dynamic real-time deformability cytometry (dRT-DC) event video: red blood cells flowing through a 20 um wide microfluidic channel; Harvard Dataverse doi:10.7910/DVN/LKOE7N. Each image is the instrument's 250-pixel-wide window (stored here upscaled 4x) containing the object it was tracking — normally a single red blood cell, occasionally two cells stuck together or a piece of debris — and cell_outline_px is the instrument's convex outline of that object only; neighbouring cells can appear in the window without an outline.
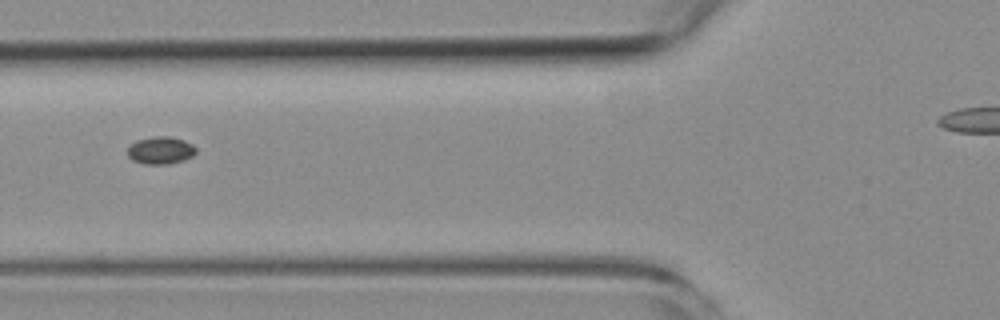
{"species": "common noctule bat (a hibernating species)", "species_latin": "Nyctalus noctula", "temperature_condition": "room temperature", "stored_images_in_passage": 10, "segment_of_instrument_passage": [2, 3], "camera_frame_rate_fps": 3000, "um_per_image_px": 0.085, "animal": {"sex": "female", "body_mass_g": 19.3, "forearm_length_mm": 54.1}, "frame": {"image": 1, "passage_image": 6, "time_ms": 6.333, "image_size_px": [1000, 320], "cell_outline_px": [[196, 152], [192, 156], [184, 160], [168, 164], [144, 164], [132, 160], [128, 156], [128, 148], [136, 140], [152, 136], [168, 136], [184, 140], [192, 144], [196, 148]], "centroid_in_image_um": [13.65, 12.78], "position_along_channel_um": 112.2, "area_um2": 10.98}}
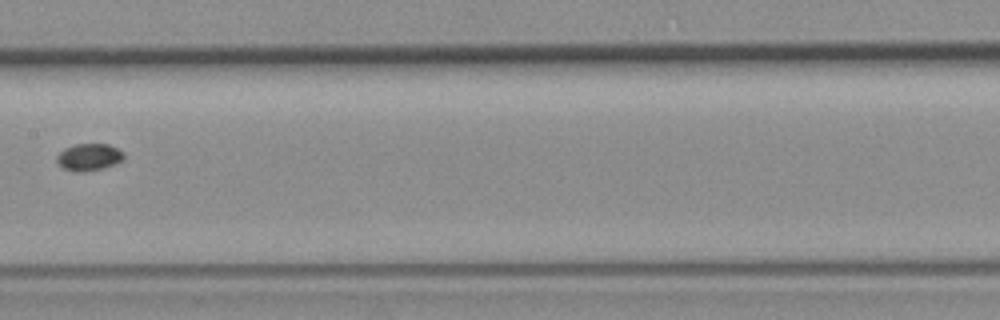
{"frame": {"image": 2, "passage_image": 8, "time_ms": 8.667, "image_size_px": [1000, 320], "cell_outline_px": [[124, 160], [104, 168], [80, 172], [76, 172], [64, 168], [56, 160], [56, 156], [64, 148], [76, 144], [108, 144], [124, 152]], "centroid_in_image_um": [7.58, 13.35], "position_along_channel_um": 199.8, "area_um2": 10.52}}
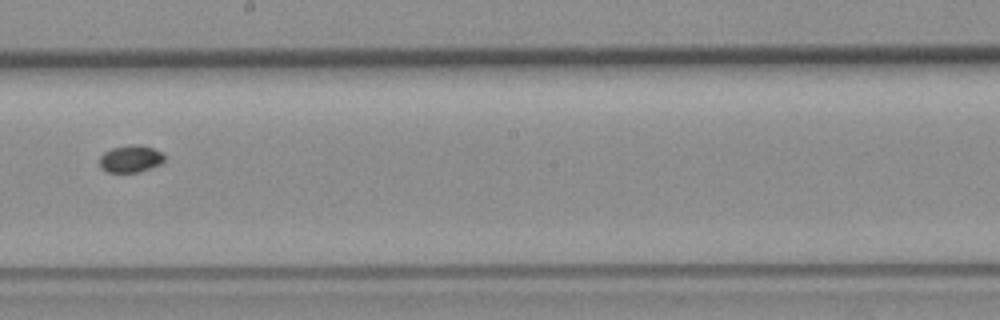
{"frame": {"image": 3, "passage_image": 9, "time_ms": 9.667, "image_size_px": [1000, 320], "cell_outline_px": [[164, 160], [160, 164], [140, 172], [108, 172], [100, 168], [100, 156], [104, 152], [112, 148], [132, 144], [140, 144], [152, 148], [160, 152], [164, 156]], "centroid_in_image_um": [11.08, 13.5], "position_along_channel_um": 237.1, "area_um2": 10.23}}